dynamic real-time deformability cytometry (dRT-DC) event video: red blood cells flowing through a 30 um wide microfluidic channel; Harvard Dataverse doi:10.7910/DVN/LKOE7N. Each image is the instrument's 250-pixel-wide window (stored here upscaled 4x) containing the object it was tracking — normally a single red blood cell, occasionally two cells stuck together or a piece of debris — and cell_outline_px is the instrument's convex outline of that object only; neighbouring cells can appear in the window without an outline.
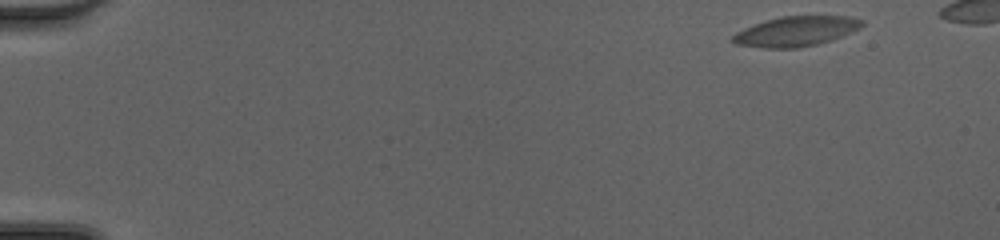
{"species": "common noctule bat (a hibernating species)", "species_latin": "Nyctalus noctula", "temperature_condition": "cold", "stored_images_in_passage": 47, "camera_frame_rate_fps": 3000, "um_per_image_px": 0.085, "animal": {"sex": "female", "body_mass_g": 20.0, "forearm_length_mm": 54.0}, "frame": {"image": 1, "passage_image": 1, "time_ms": 0.0, "image_size_px": [1000, 240], "cell_outline_px": [[864, 24], [860, 28], [832, 40], [816, 44], [796, 48], [764, 48], [736, 44], [732, 40], [732, 36], [736, 32], [744, 28], [780, 16], [848, 16], [864, 20]], "centroid_in_image_um": [67.68, 2.66], "position_along_channel_um": 17.3, "area_um2": 22.37}}
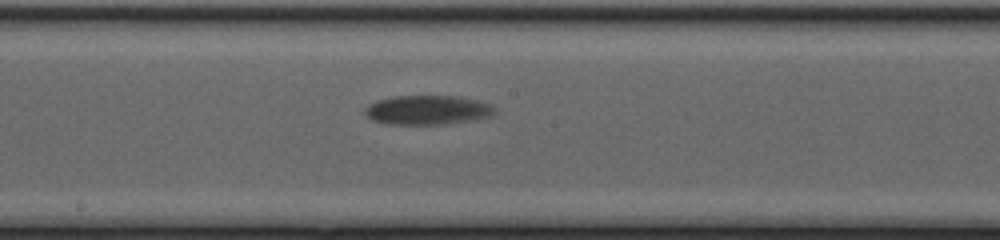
{"frame": {"image": 2, "passage_image": 27, "time_ms": 8.667, "image_size_px": [1000, 240], "cell_outline_px": [[496, 112], [492, 116], [472, 120], [444, 124], [388, 124], [372, 120], [364, 116], [364, 108], [368, 104], [376, 100], [396, 96], [452, 96], [476, 100], [492, 104], [496, 108]], "centroid_in_image_um": [36.32, 9.35], "position_along_channel_um": 211.9, "area_um2": 22.31}}
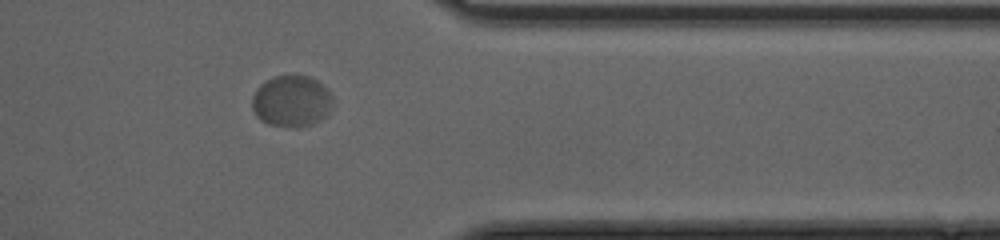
{"frame": {"image": 3, "passage_image": 41, "time_ms": 13.333, "image_size_px": [1000, 240], "cell_outline_px": [[332, 100], [328, 116], [312, 124], [296, 128], [288, 128], [268, 124], [260, 120], [256, 116], [252, 108], [252, 96], [256, 88], [260, 84], [272, 76], [308, 76], [316, 80], [328, 88], [332, 96]], "centroid_in_image_um": [24.77, 8.62], "position_along_channel_um": 386.6, "area_um2": 24.57}}